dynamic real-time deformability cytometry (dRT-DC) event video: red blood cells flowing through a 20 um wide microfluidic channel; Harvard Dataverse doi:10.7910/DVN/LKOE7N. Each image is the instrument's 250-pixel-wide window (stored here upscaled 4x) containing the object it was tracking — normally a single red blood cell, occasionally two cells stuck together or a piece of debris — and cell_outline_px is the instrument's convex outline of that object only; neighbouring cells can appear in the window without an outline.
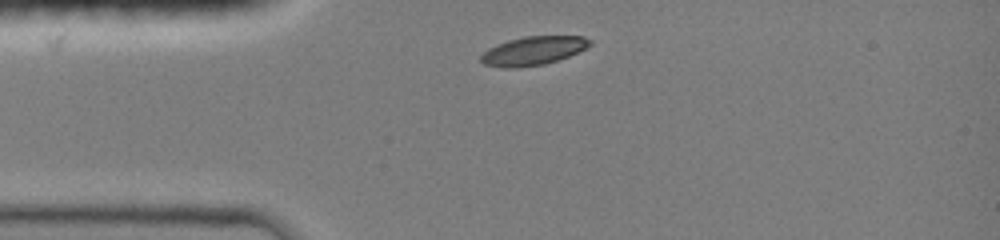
{"species": "common noctule bat (a hibernating species)", "species_latin": "Nyctalus noctula", "temperature_condition": "room temperature", "stored_images_in_passage": 38, "camera_frame_rate_fps": 3000, "um_per_image_px": 0.085, "animal": {"sex": "female", "body_mass_g": 19.0, "forearm_length_mm": 51.5}, "frame": {"image": 1, "passage_image": 1, "time_ms": 0.0, "image_size_px": [1000, 240], "cell_outline_px": [[592, 44], [568, 56], [544, 64], [520, 68], [504, 68], [484, 64], [480, 60], [480, 56], [488, 48], [496, 44], [508, 40], [524, 36], [584, 36], [592, 40]], "centroid_in_image_um": [45.29, 4.31], "position_along_channel_um": 39.7, "area_um2": 18.21}}
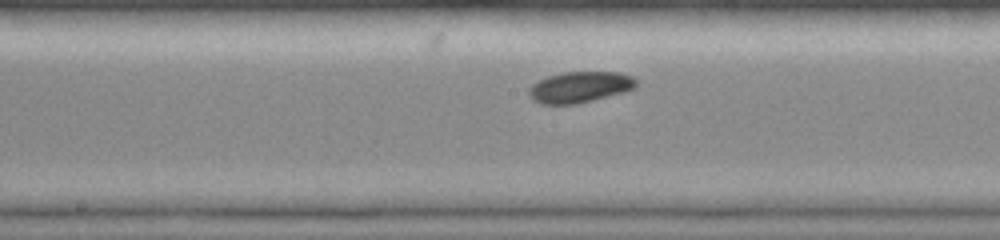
{"frame": {"image": 2, "passage_image": 13, "time_ms": 4.333, "image_size_px": [1000, 240], "cell_outline_px": [[640, 84], [636, 88], [624, 92], [576, 104], [540, 104], [532, 100], [528, 96], [528, 88], [536, 80], [560, 72], [620, 72], [632, 76]], "centroid_in_image_um": [49.27, 7.4], "position_along_channel_um": 198.9, "area_um2": 19.77}}
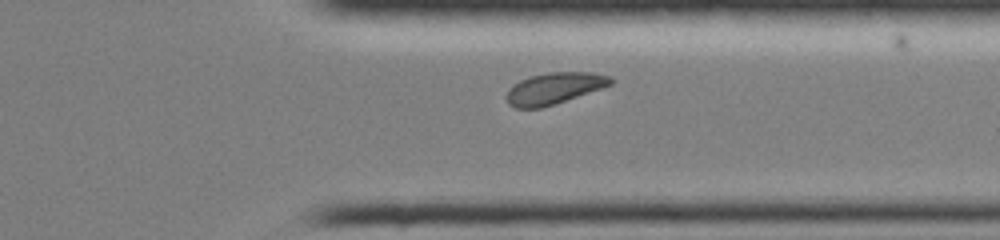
{"frame": {"image": 3, "passage_image": 34, "time_ms": 8.333, "image_size_px": [1000, 240], "cell_outline_px": [[616, 80], [612, 84], [540, 108], [516, 108], [508, 104], [508, 92], [520, 80], [532, 76], [548, 72], [592, 72], [612, 76]], "centroid_in_image_um": [47.16, 7.48], "position_along_channel_um": 364.2, "area_um2": 18.55}}